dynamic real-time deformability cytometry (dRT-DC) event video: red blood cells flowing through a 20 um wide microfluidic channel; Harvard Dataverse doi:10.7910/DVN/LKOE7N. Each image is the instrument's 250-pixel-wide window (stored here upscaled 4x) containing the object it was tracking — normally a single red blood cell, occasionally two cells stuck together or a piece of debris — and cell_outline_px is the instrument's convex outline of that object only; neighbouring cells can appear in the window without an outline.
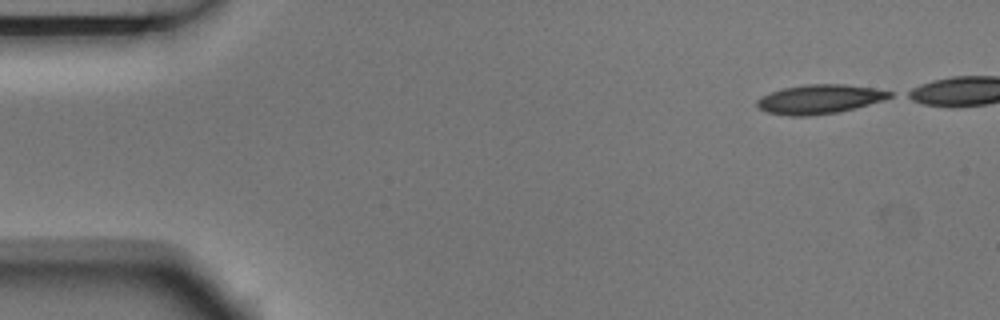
{"species": "Egyptian fruit bat (a non-hibernating species)", "species_latin": "Rousettus aegyptiacus", "temperature_condition": "room temperature", "stored_images_in_passage": 5, "camera_frame_rate_fps": 3000, "um_per_image_px": 0.085, "animal": {"sex": "male"}, "frame": {"image": 1, "passage_image": 1, "time_ms": 0.0, "image_size_px": [1000, 320], "cell_outline_px": [[892, 96], [884, 100], [836, 112], [808, 116], [788, 116], [768, 112], [760, 108], [756, 104], [756, 100], [772, 92], [784, 88], [808, 84], [844, 84], [872, 88], [892, 92]], "centroid_in_image_um": [69.65, 8.43], "position_along_channel_um": 15.4, "area_um2": 22.08}}
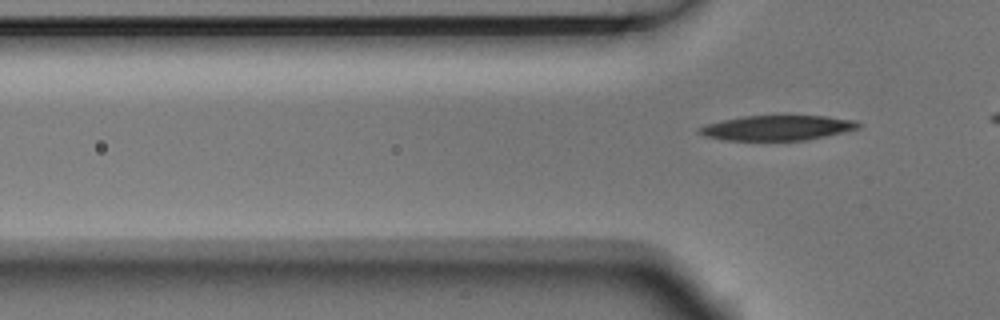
{"frame": {"image": 2, "passage_image": 5, "time_ms": 1.333, "image_size_px": [1000, 320], "cell_outline_px": [[860, 128], [844, 132], [804, 140], [724, 140], [704, 136], [700, 132], [700, 128], [708, 124], [724, 120], [744, 116], [828, 116], [856, 120], [860, 124]], "centroid_in_image_um": [66.13, 10.86], "position_along_channel_um": 59.7, "area_um2": 22.83}}